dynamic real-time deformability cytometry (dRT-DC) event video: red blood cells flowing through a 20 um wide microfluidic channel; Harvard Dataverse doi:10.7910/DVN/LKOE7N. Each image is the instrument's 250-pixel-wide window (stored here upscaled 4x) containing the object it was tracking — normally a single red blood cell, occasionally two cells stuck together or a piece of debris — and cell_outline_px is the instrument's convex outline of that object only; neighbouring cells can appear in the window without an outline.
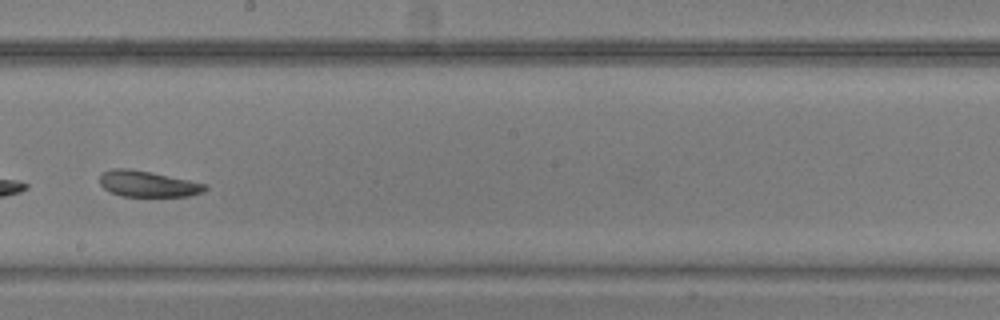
{"species": "common noctule bat (a hibernating species)", "species_latin": "Nyctalus noctula", "temperature_condition": "warm", "stored_images_in_passage": 39, "camera_frame_rate_fps": 3000, "um_per_image_px": 0.085, "animal": {"sex": "male", "body_mass_g": 20.5, "forearm_length_mm": 52.5}, "frame": {"image": 1, "passage_image": 22, "time_ms": 7.0, "image_size_px": [1000, 320], "cell_outline_px": [[208, 188], [204, 192], [188, 196], [120, 196], [104, 188], [100, 184], [100, 172], [112, 168], [128, 168], [208, 184]], "centroid_in_image_um": [12.55, 15.63], "position_along_channel_um": 235.7, "area_um2": 15.9}}
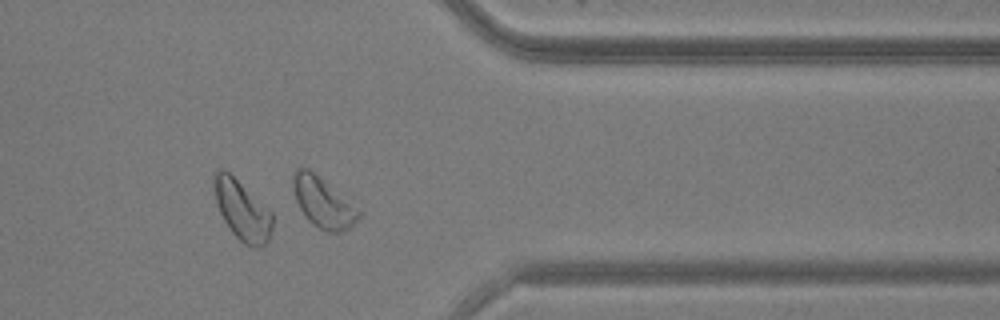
{"frame": {"image": 2, "passage_image": 33, "time_ms": 10.667, "image_size_px": [1000, 320], "cell_outline_px": [[360, 216], [348, 228], [340, 232], [328, 232], [312, 224], [304, 216], [296, 200], [292, 184], [292, 172], [296, 168], [308, 168], [360, 212]], "centroid_in_image_um": [27.37, 17.21], "position_along_channel_um": 384.0, "area_um2": 18.44}}